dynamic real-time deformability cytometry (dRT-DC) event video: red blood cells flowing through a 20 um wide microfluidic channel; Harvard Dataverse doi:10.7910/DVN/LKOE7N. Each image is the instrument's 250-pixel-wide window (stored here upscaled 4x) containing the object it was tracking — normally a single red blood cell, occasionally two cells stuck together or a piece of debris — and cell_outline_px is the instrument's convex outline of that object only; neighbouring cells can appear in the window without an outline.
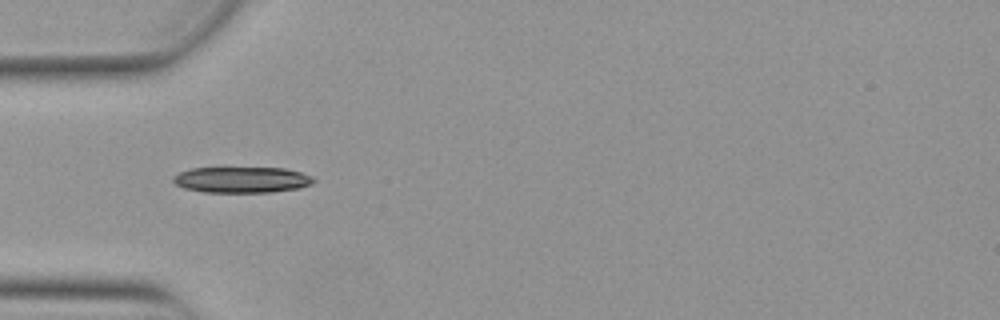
{"species": "Egyptian fruit bat (a non-hibernating species)", "species_latin": "Rousettus aegyptiacus", "temperature_condition": "warm", "stored_images_in_passage": 20, "camera_frame_rate_fps": 3000, "um_per_image_px": 0.085, "animal": {"sex": "female"}, "frame": {"image": 1, "passage_image": 4, "time_ms": 1.0, "image_size_px": [1000, 320], "cell_outline_px": [[316, 180], [312, 184], [300, 188], [272, 192], [204, 192], [184, 188], [176, 184], [172, 180], [172, 176], [180, 172], [192, 168], [224, 164], [284, 168], [300, 172], [312, 176]], "centroid_in_image_um": [20.52, 15.21], "position_along_channel_um": 64.5, "area_um2": 22.6}}